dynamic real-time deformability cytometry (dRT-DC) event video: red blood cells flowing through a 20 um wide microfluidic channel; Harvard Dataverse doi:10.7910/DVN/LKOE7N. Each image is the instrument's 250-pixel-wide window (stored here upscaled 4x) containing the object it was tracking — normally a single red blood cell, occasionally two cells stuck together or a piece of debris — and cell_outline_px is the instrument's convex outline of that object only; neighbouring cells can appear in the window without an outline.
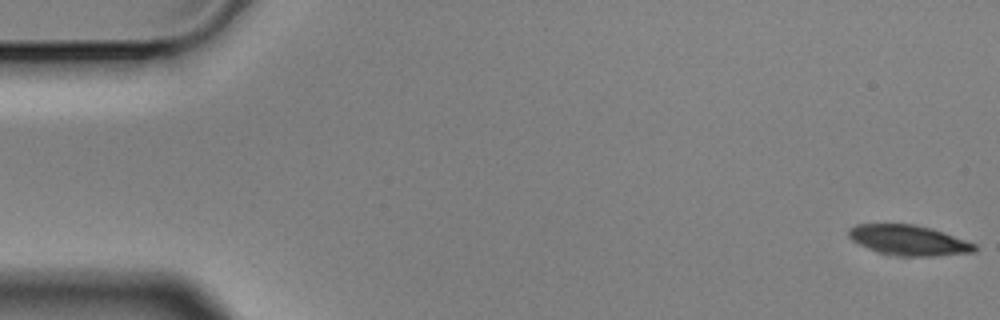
{"species": "Egyptian fruit bat (a non-hibernating species)", "species_latin": "Rousettus aegyptiacus", "temperature_condition": "cold", "stored_images_in_passage": 5, "camera_frame_rate_fps": 3000, "um_per_image_px": 0.085, "animal": {"sex": "male"}, "frame": {"image": 1, "passage_image": 1, "time_ms": 0.0, "image_size_px": [1000, 320], "cell_outline_px": [[976, 252], [936, 256], [900, 256], [880, 252], [856, 244], [848, 236], [848, 228], [856, 224], [912, 224], [932, 228], [976, 244]], "centroid_in_image_um": [77.22, 20.42], "position_along_channel_um": 7.8, "area_um2": 22.2}}
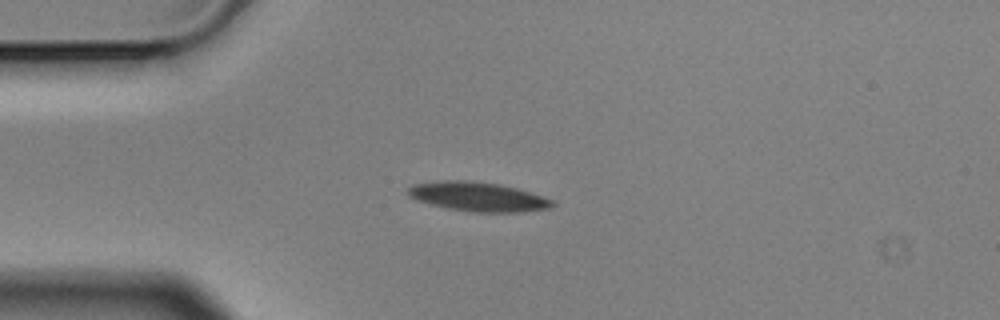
{"frame": {"image": 2, "passage_image": 4, "time_ms": 1.0, "image_size_px": [1000, 320], "cell_outline_px": [[556, 204], [548, 208], [520, 212], [472, 212], [448, 208], [432, 204], [408, 196], [408, 188], [416, 184], [444, 180], [468, 180], [500, 184], [516, 188], [552, 200]], "centroid_in_image_um": [40.63, 16.72], "position_along_channel_um": 44.4, "area_um2": 24.16}}